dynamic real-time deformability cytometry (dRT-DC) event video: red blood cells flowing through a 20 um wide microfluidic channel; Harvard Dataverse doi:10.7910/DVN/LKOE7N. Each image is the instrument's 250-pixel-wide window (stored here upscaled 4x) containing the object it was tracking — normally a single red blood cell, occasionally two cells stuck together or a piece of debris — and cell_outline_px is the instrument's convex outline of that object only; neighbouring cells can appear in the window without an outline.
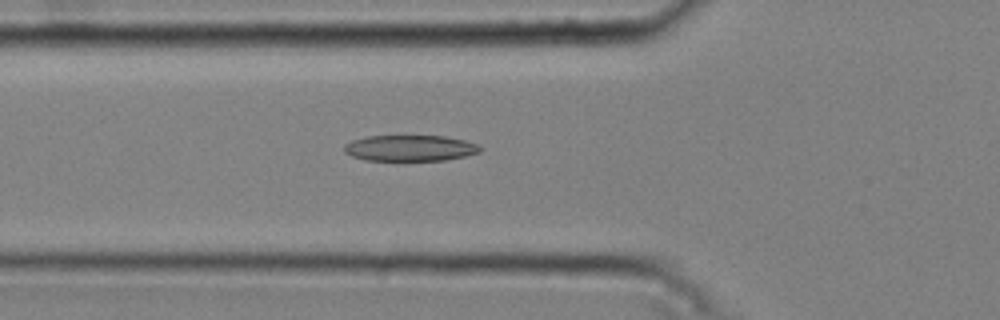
{"species": "common noctule bat (a hibernating species)", "species_latin": "Nyctalus noctula", "temperature_condition": "cold", "stored_images_in_passage": 49, "camera_frame_rate_fps": 3000, "um_per_image_px": 0.085, "animal": {"sex": "male", "body_mass_g": 20.4}, "frame": {"image": 1, "passage_image": 19, "time_ms": 6.0, "image_size_px": [1000, 320], "cell_outline_px": [[484, 148], [480, 152], [464, 156], [444, 160], [364, 160], [352, 156], [344, 152], [344, 144], [352, 140], [368, 136], [444, 136], [464, 140], [476, 144]], "centroid_in_image_um": [34.84, 12.58], "position_along_channel_um": 91.0, "area_um2": 20.52}}
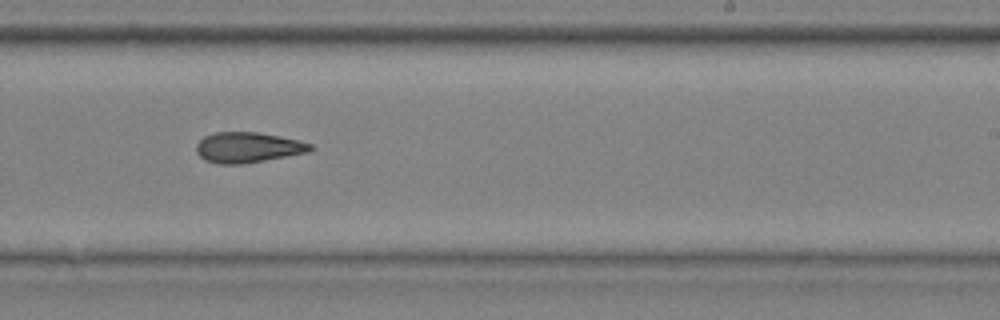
{"frame": {"image": 2, "passage_image": 33, "time_ms": 10.667, "image_size_px": [1000, 320], "cell_outline_px": [[312, 148], [308, 152], [264, 160], [240, 164], [216, 164], [204, 160], [196, 152], [196, 144], [204, 136], [216, 132], [256, 132], [300, 140], [312, 144]], "centroid_in_image_um": [21.03, 12.53], "position_along_channel_um": 268.0, "area_um2": 20.11}}
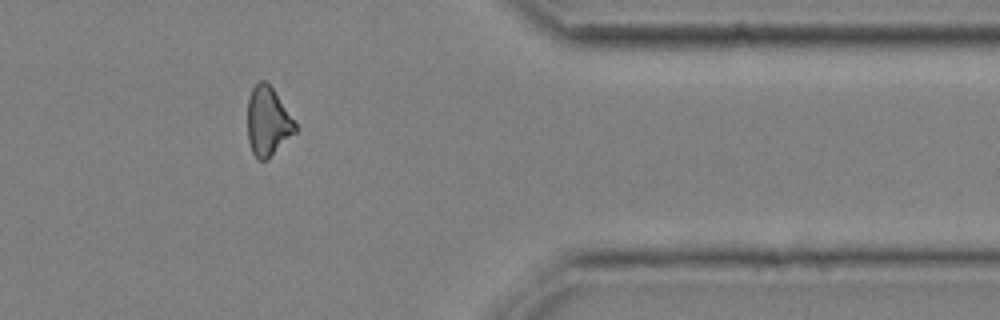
{"frame": {"image": 3, "passage_image": 44, "time_ms": 14.333, "image_size_px": [1000, 320], "cell_outline_px": [[296, 132], [268, 160], [256, 160], [252, 152], [248, 140], [248, 96], [252, 88], [260, 80], [264, 80], [272, 88], [296, 124]], "centroid_in_image_um": [22.74, 10.36], "position_along_channel_um": 388.7, "area_um2": 19.07}, "authors_computed_cell_mechanics": {"area_um2": 20.4034, "velocity_mm_per_s": 3.7889, "shape_relaxation_time_tau1_ms": null, "shape_relaxation_time_tau2_ms": 4.987, "deformation_change_tau1": null, "deformation_change_tau2": 0.1327}}